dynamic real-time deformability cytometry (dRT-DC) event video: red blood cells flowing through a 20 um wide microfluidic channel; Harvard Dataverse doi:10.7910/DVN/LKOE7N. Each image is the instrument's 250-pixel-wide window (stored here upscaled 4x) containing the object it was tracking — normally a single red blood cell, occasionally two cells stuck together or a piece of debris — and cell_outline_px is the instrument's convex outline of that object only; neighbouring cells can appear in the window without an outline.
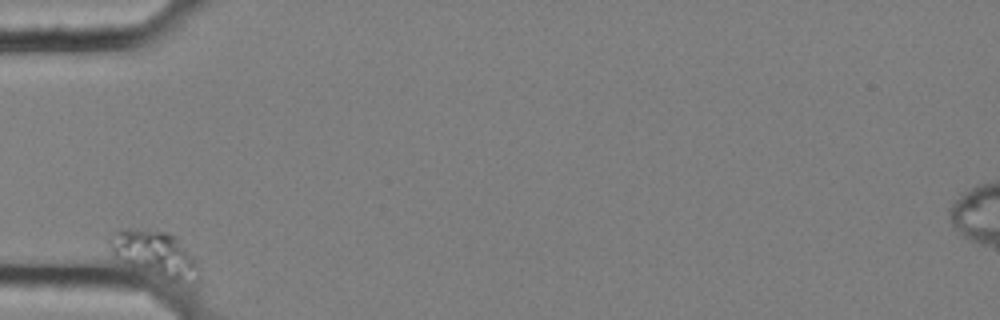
{"species": "common noctule bat (a hibernating species)", "species_latin": "Nyctalus noctula", "temperature_condition": "cold", "stored_images_in_passage": 37, "camera_frame_rate_fps": 3000, "um_per_image_px": 0.085, "animal": {"sex": "female", "body_mass_g": 25.1}, "frame": {"image": 1, "passage_image": 1, "time_ms": 0.0, "image_size_px": [1000, 320], "cell_outline_px": [[200, 272], [196, 280], [192, 284], [168, 280], [132, 268], [124, 264], [112, 252], [108, 244], [108, 240], [120, 228], [128, 228], [168, 232], [180, 236]], "centroid_in_image_um": [13.17, 21.59], "position_along_channel_um": 71.8, "area_um2": 24.28}}
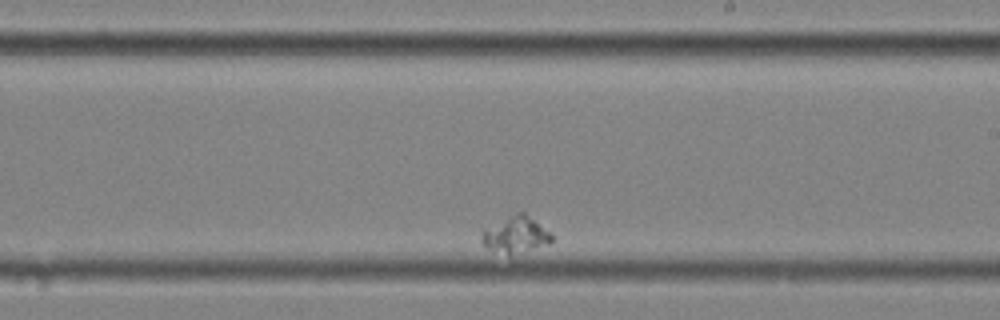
{"frame": {"image": 2, "passage_image": 22, "time_ms": 7.0, "image_size_px": [1000, 320], "cell_outline_px": [[552, 240], [548, 244], [508, 256], [488, 248], [480, 240], [480, 236], [484, 232], [516, 212], [524, 212], [552, 232]], "centroid_in_image_um": [43.89, 19.97], "position_along_channel_um": 245.1, "area_um2": 14.51}}
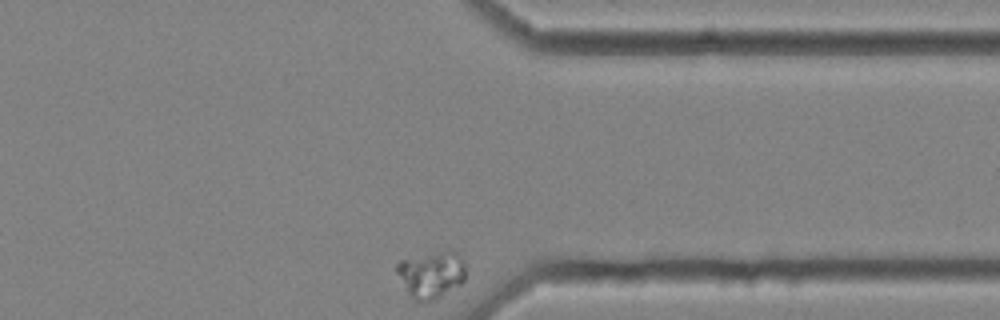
{"frame": {"image": 3, "passage_image": 37, "time_ms": 12.0, "image_size_px": [1000, 320], "cell_outline_px": [[464, 280], [460, 284], [436, 300], [428, 304], [420, 304], [408, 292], [396, 272], [396, 264], [400, 260], [448, 252], [456, 252], [464, 260]], "centroid_in_image_um": [36.65, 23.41], "position_along_channel_um": 374.7, "area_um2": 18.38}}